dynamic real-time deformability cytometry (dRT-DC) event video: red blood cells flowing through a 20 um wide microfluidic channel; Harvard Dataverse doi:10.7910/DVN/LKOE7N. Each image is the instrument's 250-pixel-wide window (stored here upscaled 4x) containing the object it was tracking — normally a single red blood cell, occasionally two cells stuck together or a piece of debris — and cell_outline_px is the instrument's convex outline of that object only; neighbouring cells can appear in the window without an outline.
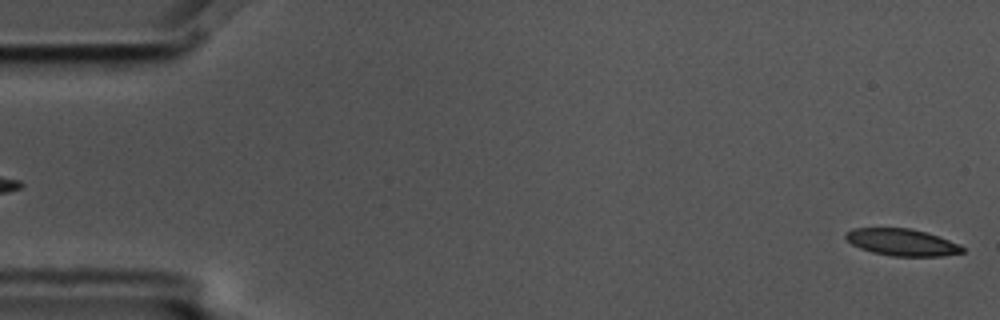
{"species": "common noctule bat (a hibernating species)", "species_latin": "Nyctalus noctula", "temperature_condition": "cold", "stored_images_in_passage": 2, "segment_of_instrument_passage": [2, 2], "camera_frame_rate_fps": 3000, "um_per_image_px": 0.085, "animal": {"sex": "male", "body_mass_g": 17.5, "forearm_length_mm": 52.3}, "frame": {"image": 1, "passage_image": 2, "time_ms": 0.333, "image_size_px": [1000, 320], "cell_outline_px": [[964, 252], [940, 256], [892, 256], [872, 252], [860, 248], [852, 244], [844, 236], [844, 232], [852, 228], [908, 228], [928, 232], [960, 244], [964, 248]], "centroid_in_image_um": [76.66, 20.58], "position_along_channel_um": 8.3, "area_um2": 18.38}}